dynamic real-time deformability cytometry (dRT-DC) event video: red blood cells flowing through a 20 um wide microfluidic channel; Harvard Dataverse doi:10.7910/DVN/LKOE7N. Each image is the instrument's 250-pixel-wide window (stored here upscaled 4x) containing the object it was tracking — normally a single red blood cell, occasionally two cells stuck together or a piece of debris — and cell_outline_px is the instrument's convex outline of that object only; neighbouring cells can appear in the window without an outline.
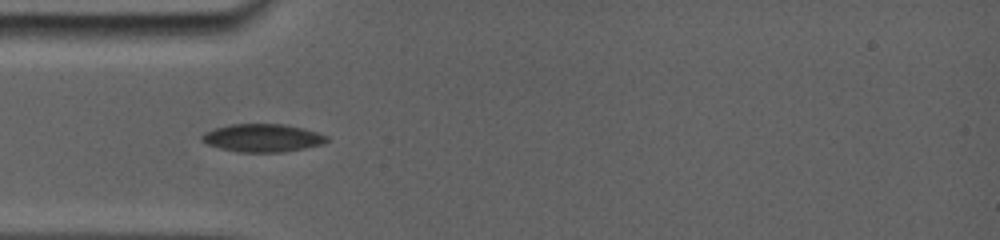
{"species": "common noctule bat (a hibernating species)", "species_latin": "Nyctalus noctula", "temperature_condition": "room temperature", "stored_images_in_passage": 7, "camera_frame_rate_fps": 5000, "um_per_image_px": 0.085, "animal": {"sex": "female", "body_mass_g": 19.0, "forearm_length_mm": 56.7}, "frame": {"image": 1, "passage_image": 5, "time_ms": 3.4, "image_size_px": [1000, 240], "cell_outline_px": [[328, 140], [320, 144], [280, 152], [240, 152], [208, 144], [200, 136], [216, 128], [232, 124], [280, 124], [300, 128], [324, 136]], "centroid_in_image_um": [22.26, 11.72], "position_along_channel_um": 62.7, "area_um2": 19.31}}
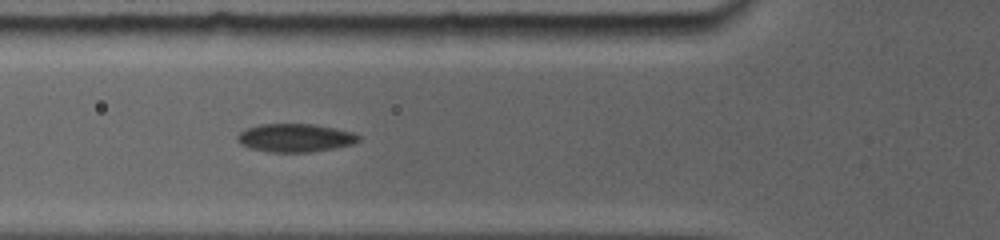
{"frame": {"image": 2, "passage_image": 6, "time_ms": 4.4, "image_size_px": [1000, 240], "cell_outline_px": [[360, 140], [348, 144], [308, 152], [272, 152], [252, 148], [244, 144], [240, 140], [240, 132], [248, 128], [260, 124], [312, 124], [352, 132], [360, 136]], "centroid_in_image_um": [25.1, 11.7], "position_along_channel_um": 100.7, "area_um2": 19.07}}
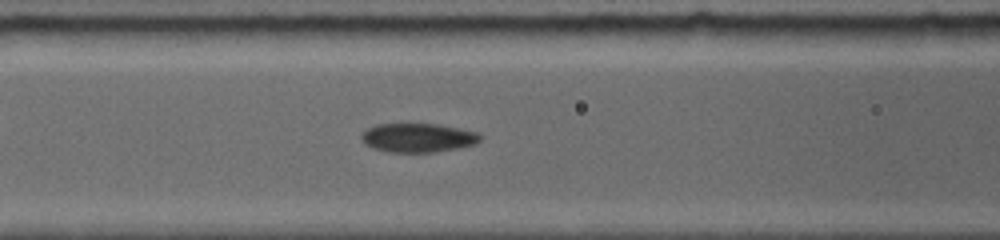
{"frame": {"image": 3, "passage_image": 7, "time_ms": 5.2, "image_size_px": [1000, 240], "cell_outline_px": [[480, 140], [472, 144], [456, 148], [432, 152], [392, 152], [376, 148], [368, 144], [364, 140], [364, 132], [368, 128], [380, 124], [436, 124], [472, 132], [480, 136]], "centroid_in_image_um": [35.51, 11.71], "position_along_channel_um": 131.1, "area_um2": 19.02}}